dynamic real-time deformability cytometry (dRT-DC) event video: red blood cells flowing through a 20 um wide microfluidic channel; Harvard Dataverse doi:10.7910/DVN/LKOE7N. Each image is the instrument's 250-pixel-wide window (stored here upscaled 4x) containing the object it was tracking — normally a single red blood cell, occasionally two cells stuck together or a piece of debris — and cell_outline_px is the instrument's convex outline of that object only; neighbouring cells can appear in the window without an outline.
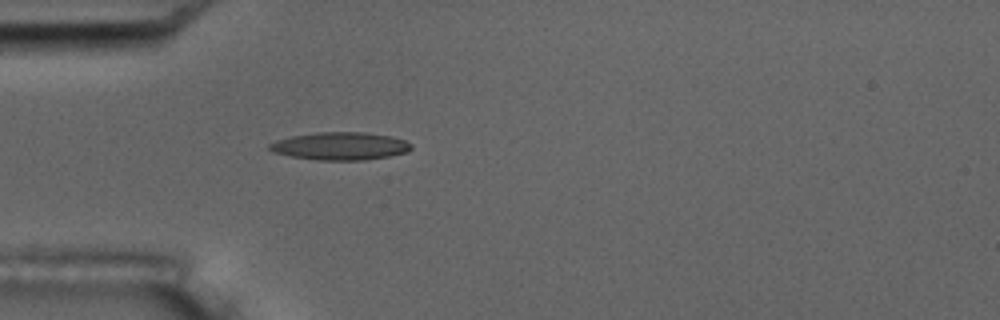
{"species": "common noctule bat (a hibernating species)", "species_latin": "Nyctalus noctula", "temperature_condition": "room temperature", "stored_images_in_passage": 7, "camera_frame_rate_fps": 3000, "um_per_image_px": 0.085, "animal": {"sex": "male", "body_mass_g": 17.5, "forearm_length_mm": 52.3}, "frame": {"image": 1, "passage_image": 7, "time_ms": 7.667, "image_size_px": [1000, 320], "cell_outline_px": [[412, 148], [408, 152], [388, 156], [364, 160], [320, 160], [292, 156], [272, 152], [268, 148], [268, 144], [276, 140], [292, 136], [316, 132], [364, 132], [392, 136], [404, 140], [412, 144]], "centroid_in_image_um": [28.93, 12.41], "position_along_channel_um": 56.1, "area_um2": 22.95}}